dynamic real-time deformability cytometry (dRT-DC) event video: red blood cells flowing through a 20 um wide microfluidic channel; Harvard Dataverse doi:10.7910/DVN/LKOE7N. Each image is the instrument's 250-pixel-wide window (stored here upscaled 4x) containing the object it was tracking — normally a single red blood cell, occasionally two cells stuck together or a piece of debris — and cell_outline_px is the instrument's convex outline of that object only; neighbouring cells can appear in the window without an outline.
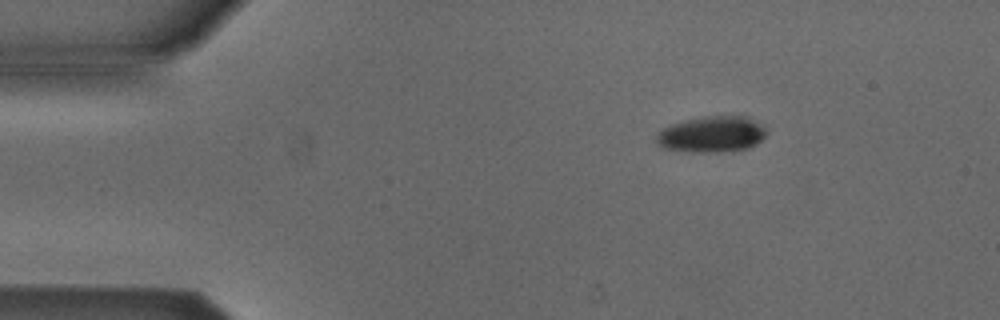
{"species": "Egyptian fruit bat (a non-hibernating species)", "species_latin": "Rousettus aegyptiacus", "temperature_condition": "cold", "stored_images_in_passage": 4, "camera_frame_rate_fps": 3000, "um_per_image_px": 0.085, "animal": {"sex": "male"}, "frame": {"image": 1, "passage_image": 1, "time_ms": 0.0, "image_size_px": [1000, 320], "cell_outline_px": [[764, 136], [756, 144], [748, 148], [720, 152], [692, 152], [664, 148], [656, 144], [656, 136], [664, 128], [672, 124], [684, 120], [704, 116], [744, 116], [764, 124]], "centroid_in_image_um": [60.49, 11.41], "position_along_channel_um": 24.5, "area_um2": 23.0}}